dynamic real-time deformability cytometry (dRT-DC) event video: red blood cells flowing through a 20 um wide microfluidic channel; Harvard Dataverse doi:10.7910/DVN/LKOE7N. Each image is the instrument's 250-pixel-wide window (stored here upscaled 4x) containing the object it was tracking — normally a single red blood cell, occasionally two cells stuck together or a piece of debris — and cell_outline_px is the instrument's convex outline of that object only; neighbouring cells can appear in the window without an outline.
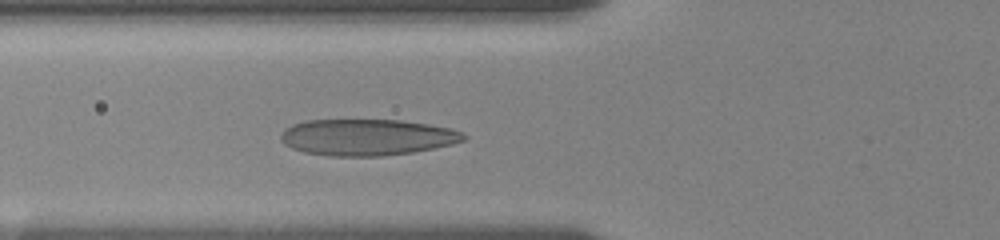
{"species": "human", "species_latin": "Homo sapiens", "temperature_condition": "room temperature", "stored_images_in_passage": 26, "camera_frame_rate_fps": 3000, "um_per_image_px": 0.085, "donor": {"sex": "female"}, "frame": {"image": 1, "passage_image": 5, "time_ms": 1.0, "image_size_px": [1000, 240], "cell_outline_px": [[468, 136], [464, 140], [452, 144], [412, 152], [380, 156], [332, 156], [304, 152], [292, 148], [284, 144], [280, 140], [280, 136], [284, 128], [292, 124], [308, 120], [400, 120], [428, 124], [452, 128], [464, 132]], "centroid_in_image_um": [31.19, 11.66], "position_along_channel_um": 94.6, "area_um2": 38.84}}
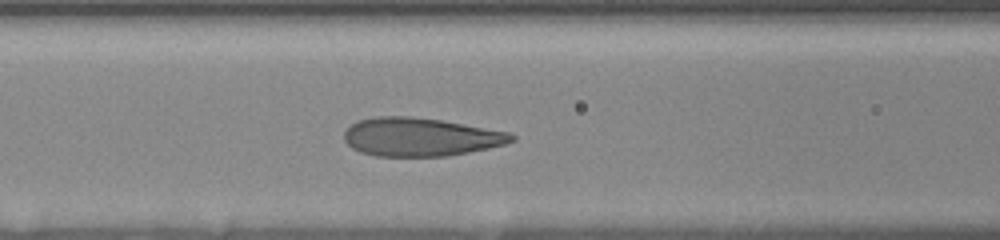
{"frame": {"image": 2, "passage_image": 11, "time_ms": 2.0, "image_size_px": [1000, 240], "cell_outline_px": [[516, 140], [504, 144], [488, 148], [468, 152], [444, 156], [376, 156], [360, 152], [352, 148], [344, 140], [344, 132], [356, 120], [376, 116], [412, 116], [440, 120], [508, 132], [516, 136]], "centroid_in_image_um": [35.7, 11.64], "position_along_channel_um": 130.9, "area_um2": 37.34}}
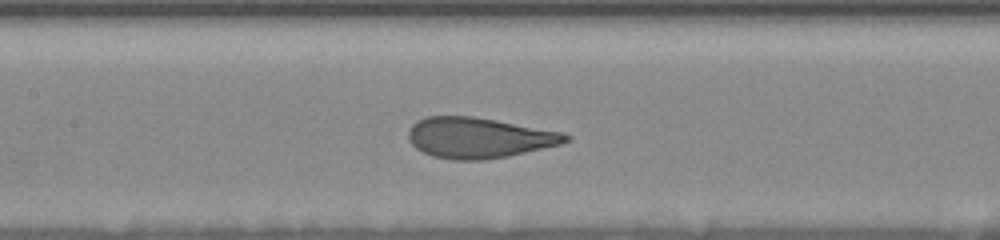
{"frame": {"image": 3, "passage_image": 19, "time_ms": 3.0, "image_size_px": [1000, 240], "cell_outline_px": [[572, 140], [560, 144], [508, 156], [484, 160], [452, 160], [432, 156], [416, 148], [408, 140], [408, 128], [416, 120], [428, 116], [472, 116], [560, 132], [572, 136]], "centroid_in_image_um": [40.65, 11.71], "position_along_channel_um": 166.7, "area_um2": 37.05}}